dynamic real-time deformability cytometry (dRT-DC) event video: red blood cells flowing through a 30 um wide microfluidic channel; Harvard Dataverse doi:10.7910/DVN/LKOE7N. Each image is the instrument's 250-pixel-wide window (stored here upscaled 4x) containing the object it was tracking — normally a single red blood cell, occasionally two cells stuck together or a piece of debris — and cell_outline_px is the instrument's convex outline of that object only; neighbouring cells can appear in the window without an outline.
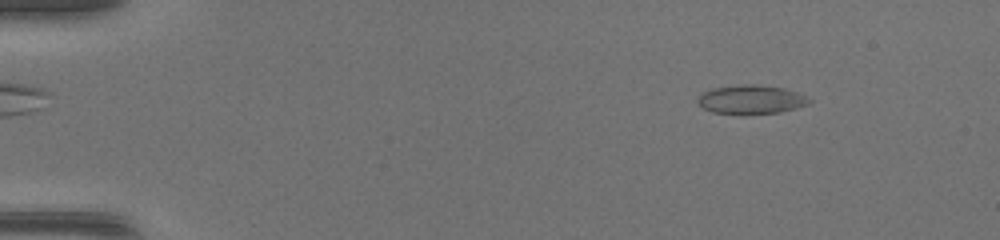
{"species": "common noctule bat (a hibernating species)", "species_latin": "Nyctalus noctula", "temperature_condition": "warm", "stored_images_in_passage": 47, "camera_frame_rate_fps": 3000, "um_per_image_px": 0.085, "animal": {"sex": "female", "body_mass_g": 17.0, "forearm_length_mm": 48.0}, "frame": {"image": 1, "passage_image": 6, "time_ms": 1.667, "image_size_px": [1000, 240], "cell_outline_px": [[808, 100], [804, 104], [792, 108], [776, 112], [712, 112], [704, 108], [700, 104], [700, 96], [704, 92], [712, 88], [748, 84], [756, 84], [784, 88], [796, 92], [804, 96]], "centroid_in_image_um": [63.8, 8.41], "position_along_channel_um": 21.2, "area_um2": 17.46}}
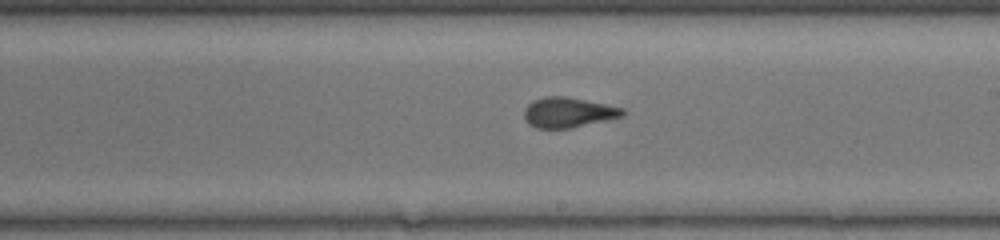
{"frame": {"image": 2, "passage_image": 28, "time_ms": 9.0, "image_size_px": [1000, 240], "cell_outline_px": [[624, 116], [568, 128], [536, 128], [524, 116], [524, 108], [532, 100], [544, 96], [564, 96], [624, 108]], "centroid_in_image_um": [48.28, 9.54], "position_along_channel_um": 240.7, "area_um2": 16.94}}
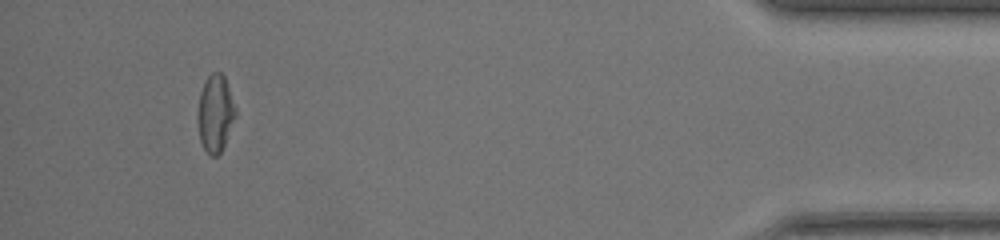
{"frame": {"image": 3, "passage_image": 44, "time_ms": 14.333, "image_size_px": [1000, 240], "cell_outline_px": [[236, 112], [224, 144], [220, 152], [216, 156], [212, 156], [204, 148], [200, 140], [200, 92], [208, 76], [212, 72], [220, 72], [224, 76]], "centroid_in_image_um": [18.31, 9.62], "position_along_channel_um": 416.9, "area_um2": 15.84}}